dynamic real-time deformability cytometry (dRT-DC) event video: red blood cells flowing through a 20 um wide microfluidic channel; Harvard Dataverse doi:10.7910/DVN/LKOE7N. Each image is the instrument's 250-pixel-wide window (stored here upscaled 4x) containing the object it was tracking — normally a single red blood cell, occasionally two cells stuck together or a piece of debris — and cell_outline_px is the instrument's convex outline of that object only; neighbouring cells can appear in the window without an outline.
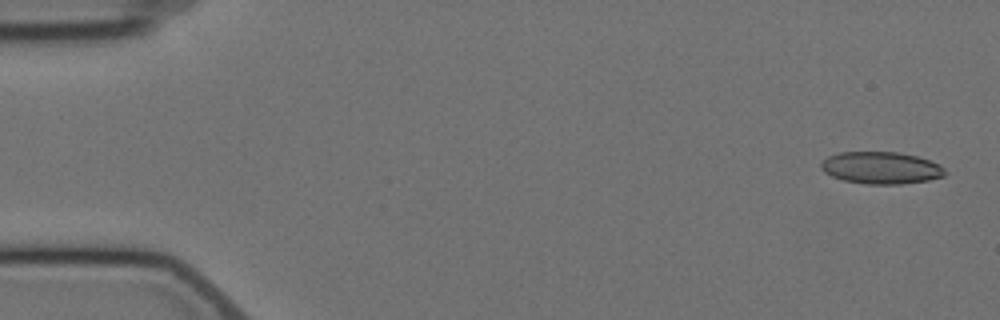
{"species": "Egyptian fruit bat (a non-hibernating species)", "species_latin": "Rousettus aegyptiacus", "temperature_condition": "cold", "stored_images_in_passage": 2, "segment_of_instrument_passage": [2, 2], "camera_frame_rate_fps": 3000, "um_per_image_px": 0.085, "animal": {"sex": "female"}, "frame": {"image": 1, "passage_image": 2, "time_ms": 2.0, "image_size_px": [1000, 320], "cell_outline_px": [[948, 172], [944, 176], [928, 180], [900, 184], [868, 184], [844, 180], [832, 176], [824, 172], [820, 168], [820, 164], [828, 156], [840, 152], [896, 152], [916, 156], [940, 164]], "centroid_in_image_um": [74.9, 14.26], "position_along_channel_um": 10.1, "area_um2": 23.12}}